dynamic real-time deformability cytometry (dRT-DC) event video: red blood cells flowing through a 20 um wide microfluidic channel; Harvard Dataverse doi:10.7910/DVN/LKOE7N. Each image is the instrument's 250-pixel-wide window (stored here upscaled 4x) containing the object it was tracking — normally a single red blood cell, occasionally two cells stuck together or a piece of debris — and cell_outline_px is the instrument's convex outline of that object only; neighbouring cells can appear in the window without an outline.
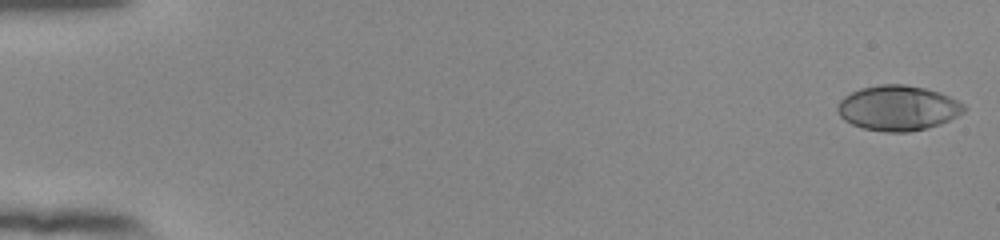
{"species": "human", "species_latin": "Homo sapiens", "temperature_condition": "room temperature", "stored_images_in_passage": 54, "camera_frame_rate_fps": 3000, "um_per_image_px": 0.085, "donor": {"sex": "female"}, "frame": {"image": 1, "passage_image": 1, "time_ms": 0.0, "image_size_px": [1000, 240], "cell_outline_px": [[964, 112], [940, 124], [908, 132], [884, 132], [864, 128], [852, 124], [844, 120], [840, 116], [836, 108], [840, 100], [844, 96], [860, 88], [880, 84], [904, 84], [924, 88], [940, 92], [964, 104]], "centroid_in_image_um": [76.29, 9.17], "position_along_channel_um": 8.7, "area_um2": 33.06}}
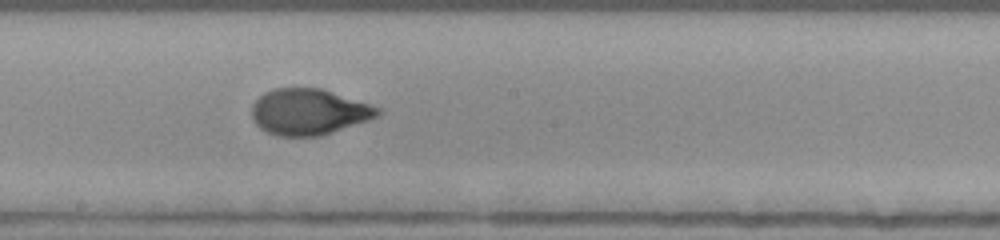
{"frame": {"image": 2, "passage_image": 31, "time_ms": 10.0, "image_size_px": [1000, 240], "cell_outline_px": [[384, 112], [380, 116], [320, 136], [276, 136], [260, 128], [252, 120], [252, 104], [264, 92], [276, 88], [320, 88], [384, 108]], "centroid_in_image_um": [26.28, 9.51], "position_along_channel_um": 221.9, "area_um2": 33.99}}
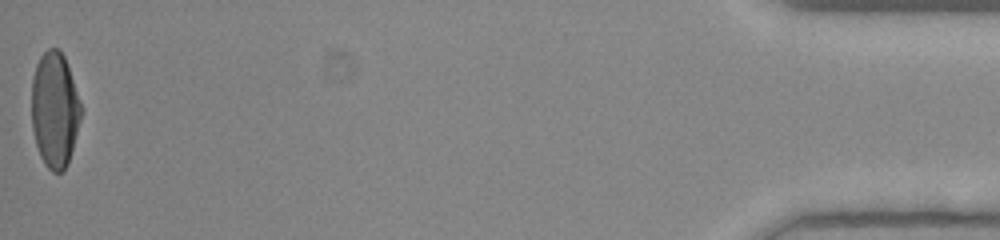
{"frame": {"image": 3, "passage_image": 54, "time_ms": 17.667, "image_size_px": [1000, 240], "cell_outline_px": [[84, 108], [68, 164], [60, 172], [52, 172], [44, 164], [40, 156], [36, 144], [32, 128], [32, 76], [36, 64], [40, 56], [48, 48], [60, 48], [64, 56]], "centroid_in_image_um": [4.67, 9.31], "position_along_channel_um": 430.5, "area_um2": 33.7}, "authors_computed_cell_mechanics": {"area_um2": 33.2639, "velocity_mm_per_s": 3.8901, "shape_relaxation_time_tau1_ms": 4.9122, "shape_relaxation_time_tau2_ms": null, "deformation_change_tau1": 0.2414, "deformation_change_tau2": null}}